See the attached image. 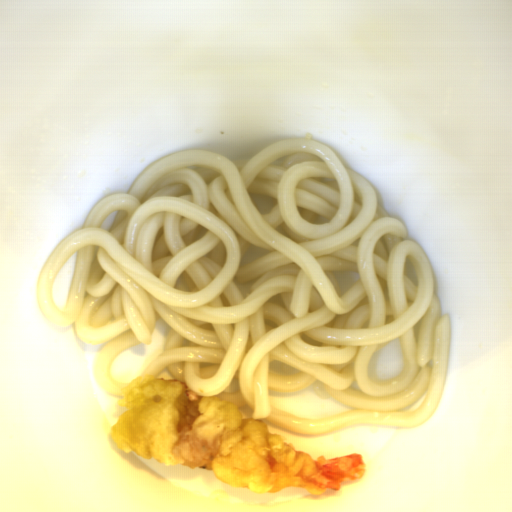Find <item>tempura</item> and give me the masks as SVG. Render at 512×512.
<instances>
[{
  "label": "tempura",
  "mask_w": 512,
  "mask_h": 512,
  "mask_svg": "<svg viewBox=\"0 0 512 512\" xmlns=\"http://www.w3.org/2000/svg\"><path fill=\"white\" fill-rule=\"evenodd\" d=\"M121 393L117 404L128 410L109 435L124 453L213 471L225 484L261 494L286 487L324 494L365 472L360 453L310 457L271 433L265 420H252L250 405L212 396L192 399L186 381L142 374Z\"/></svg>",
  "instance_id": "tempura-1"
}]
</instances>
